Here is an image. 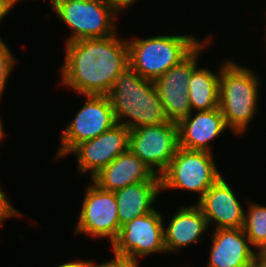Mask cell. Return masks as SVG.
Instances as JSON below:
<instances>
[{
    "mask_svg": "<svg viewBox=\"0 0 266 267\" xmlns=\"http://www.w3.org/2000/svg\"><path fill=\"white\" fill-rule=\"evenodd\" d=\"M62 84L86 95H107L129 65L127 40L116 34L65 43Z\"/></svg>",
    "mask_w": 266,
    "mask_h": 267,
    "instance_id": "6da1fadb",
    "label": "cell"
},
{
    "mask_svg": "<svg viewBox=\"0 0 266 267\" xmlns=\"http://www.w3.org/2000/svg\"><path fill=\"white\" fill-rule=\"evenodd\" d=\"M106 96L116 122L129 130L168 121L154 81L142 78L130 65L119 73Z\"/></svg>",
    "mask_w": 266,
    "mask_h": 267,
    "instance_id": "7a4b0ae2",
    "label": "cell"
},
{
    "mask_svg": "<svg viewBox=\"0 0 266 267\" xmlns=\"http://www.w3.org/2000/svg\"><path fill=\"white\" fill-rule=\"evenodd\" d=\"M259 85V78L254 71L231 60L222 64L218 107L233 133H244L255 116Z\"/></svg>",
    "mask_w": 266,
    "mask_h": 267,
    "instance_id": "3957f363",
    "label": "cell"
},
{
    "mask_svg": "<svg viewBox=\"0 0 266 267\" xmlns=\"http://www.w3.org/2000/svg\"><path fill=\"white\" fill-rule=\"evenodd\" d=\"M201 43L193 35H158L127 40L129 65L142 78L155 81L180 64Z\"/></svg>",
    "mask_w": 266,
    "mask_h": 267,
    "instance_id": "277c9868",
    "label": "cell"
},
{
    "mask_svg": "<svg viewBox=\"0 0 266 267\" xmlns=\"http://www.w3.org/2000/svg\"><path fill=\"white\" fill-rule=\"evenodd\" d=\"M50 5L73 32L66 43L117 33L114 23L118 13L105 0H52Z\"/></svg>",
    "mask_w": 266,
    "mask_h": 267,
    "instance_id": "5b68a950",
    "label": "cell"
},
{
    "mask_svg": "<svg viewBox=\"0 0 266 267\" xmlns=\"http://www.w3.org/2000/svg\"><path fill=\"white\" fill-rule=\"evenodd\" d=\"M216 167L212 153L178 147L169 167L161 175V188L198 192L199 201L222 176Z\"/></svg>",
    "mask_w": 266,
    "mask_h": 267,
    "instance_id": "8992f818",
    "label": "cell"
},
{
    "mask_svg": "<svg viewBox=\"0 0 266 267\" xmlns=\"http://www.w3.org/2000/svg\"><path fill=\"white\" fill-rule=\"evenodd\" d=\"M163 222L161 213L154 210L123 225L111 244L114 258L138 264L139 257L157 252L166 253Z\"/></svg>",
    "mask_w": 266,
    "mask_h": 267,
    "instance_id": "52a82bcc",
    "label": "cell"
},
{
    "mask_svg": "<svg viewBox=\"0 0 266 267\" xmlns=\"http://www.w3.org/2000/svg\"><path fill=\"white\" fill-rule=\"evenodd\" d=\"M178 147V123L167 121L130 130L129 149L156 175L167 170Z\"/></svg>",
    "mask_w": 266,
    "mask_h": 267,
    "instance_id": "ba28073f",
    "label": "cell"
},
{
    "mask_svg": "<svg viewBox=\"0 0 266 267\" xmlns=\"http://www.w3.org/2000/svg\"><path fill=\"white\" fill-rule=\"evenodd\" d=\"M86 97V103L62 132L57 158L66 156L76 145L101 135L117 124L106 95Z\"/></svg>",
    "mask_w": 266,
    "mask_h": 267,
    "instance_id": "9c48e42d",
    "label": "cell"
},
{
    "mask_svg": "<svg viewBox=\"0 0 266 267\" xmlns=\"http://www.w3.org/2000/svg\"><path fill=\"white\" fill-rule=\"evenodd\" d=\"M211 39L212 35L206 37L186 59L154 81L168 121L179 123L192 112L188 83L193 70L198 66L197 60L204 45L209 44Z\"/></svg>",
    "mask_w": 266,
    "mask_h": 267,
    "instance_id": "30bf717a",
    "label": "cell"
},
{
    "mask_svg": "<svg viewBox=\"0 0 266 267\" xmlns=\"http://www.w3.org/2000/svg\"><path fill=\"white\" fill-rule=\"evenodd\" d=\"M78 223L74 233L108 237L111 244L120 232L117 202L114 192L102 190L93 183L87 186Z\"/></svg>",
    "mask_w": 266,
    "mask_h": 267,
    "instance_id": "8fae6325",
    "label": "cell"
},
{
    "mask_svg": "<svg viewBox=\"0 0 266 267\" xmlns=\"http://www.w3.org/2000/svg\"><path fill=\"white\" fill-rule=\"evenodd\" d=\"M130 130L117 123L101 135L81 142L70 152L77 157L80 173L90 172L91 178L129 149Z\"/></svg>",
    "mask_w": 266,
    "mask_h": 267,
    "instance_id": "7c38bea8",
    "label": "cell"
},
{
    "mask_svg": "<svg viewBox=\"0 0 266 267\" xmlns=\"http://www.w3.org/2000/svg\"><path fill=\"white\" fill-rule=\"evenodd\" d=\"M209 223L215 222V229L243 228L245 210L233 190L221 176L196 204Z\"/></svg>",
    "mask_w": 266,
    "mask_h": 267,
    "instance_id": "4fadbf2b",
    "label": "cell"
},
{
    "mask_svg": "<svg viewBox=\"0 0 266 267\" xmlns=\"http://www.w3.org/2000/svg\"><path fill=\"white\" fill-rule=\"evenodd\" d=\"M91 180L102 190L115 192L142 181H161V176L156 175L128 149L101 169Z\"/></svg>",
    "mask_w": 266,
    "mask_h": 267,
    "instance_id": "5bb4252c",
    "label": "cell"
},
{
    "mask_svg": "<svg viewBox=\"0 0 266 267\" xmlns=\"http://www.w3.org/2000/svg\"><path fill=\"white\" fill-rule=\"evenodd\" d=\"M220 108L192 112L178 123L179 147L211 152L210 141L227 130Z\"/></svg>",
    "mask_w": 266,
    "mask_h": 267,
    "instance_id": "9a60e30c",
    "label": "cell"
},
{
    "mask_svg": "<svg viewBox=\"0 0 266 267\" xmlns=\"http://www.w3.org/2000/svg\"><path fill=\"white\" fill-rule=\"evenodd\" d=\"M212 239L207 267H249L257 254L243 228L215 229Z\"/></svg>",
    "mask_w": 266,
    "mask_h": 267,
    "instance_id": "2e32d148",
    "label": "cell"
},
{
    "mask_svg": "<svg viewBox=\"0 0 266 267\" xmlns=\"http://www.w3.org/2000/svg\"><path fill=\"white\" fill-rule=\"evenodd\" d=\"M168 222V226L164 227V244L168 253L198 242L209 227L197 205L179 207Z\"/></svg>",
    "mask_w": 266,
    "mask_h": 267,
    "instance_id": "e0dca14e",
    "label": "cell"
},
{
    "mask_svg": "<svg viewBox=\"0 0 266 267\" xmlns=\"http://www.w3.org/2000/svg\"><path fill=\"white\" fill-rule=\"evenodd\" d=\"M161 190V181H142L115 191L120 227L154 211L153 203Z\"/></svg>",
    "mask_w": 266,
    "mask_h": 267,
    "instance_id": "ac0fdd59",
    "label": "cell"
},
{
    "mask_svg": "<svg viewBox=\"0 0 266 267\" xmlns=\"http://www.w3.org/2000/svg\"><path fill=\"white\" fill-rule=\"evenodd\" d=\"M209 69L196 67L188 83L191 110H213L219 105V76Z\"/></svg>",
    "mask_w": 266,
    "mask_h": 267,
    "instance_id": "d6986e66",
    "label": "cell"
},
{
    "mask_svg": "<svg viewBox=\"0 0 266 267\" xmlns=\"http://www.w3.org/2000/svg\"><path fill=\"white\" fill-rule=\"evenodd\" d=\"M243 230L257 252L266 251V206L249 203Z\"/></svg>",
    "mask_w": 266,
    "mask_h": 267,
    "instance_id": "ffe728a7",
    "label": "cell"
},
{
    "mask_svg": "<svg viewBox=\"0 0 266 267\" xmlns=\"http://www.w3.org/2000/svg\"><path fill=\"white\" fill-rule=\"evenodd\" d=\"M8 48L0 38V96H2L8 77L16 64V59Z\"/></svg>",
    "mask_w": 266,
    "mask_h": 267,
    "instance_id": "44dd1931",
    "label": "cell"
},
{
    "mask_svg": "<svg viewBox=\"0 0 266 267\" xmlns=\"http://www.w3.org/2000/svg\"><path fill=\"white\" fill-rule=\"evenodd\" d=\"M7 196L0 188V225H2L3 220L10 217H20L21 213L13 207V205L8 202Z\"/></svg>",
    "mask_w": 266,
    "mask_h": 267,
    "instance_id": "7402d4cb",
    "label": "cell"
},
{
    "mask_svg": "<svg viewBox=\"0 0 266 267\" xmlns=\"http://www.w3.org/2000/svg\"><path fill=\"white\" fill-rule=\"evenodd\" d=\"M88 267H138V264L125 259L113 258L98 265L95 262L88 261Z\"/></svg>",
    "mask_w": 266,
    "mask_h": 267,
    "instance_id": "603a6c76",
    "label": "cell"
},
{
    "mask_svg": "<svg viewBox=\"0 0 266 267\" xmlns=\"http://www.w3.org/2000/svg\"><path fill=\"white\" fill-rule=\"evenodd\" d=\"M117 13L133 4L135 0H105Z\"/></svg>",
    "mask_w": 266,
    "mask_h": 267,
    "instance_id": "cb8c5ba5",
    "label": "cell"
},
{
    "mask_svg": "<svg viewBox=\"0 0 266 267\" xmlns=\"http://www.w3.org/2000/svg\"><path fill=\"white\" fill-rule=\"evenodd\" d=\"M249 267H266V251L257 252Z\"/></svg>",
    "mask_w": 266,
    "mask_h": 267,
    "instance_id": "d4e9b609",
    "label": "cell"
},
{
    "mask_svg": "<svg viewBox=\"0 0 266 267\" xmlns=\"http://www.w3.org/2000/svg\"><path fill=\"white\" fill-rule=\"evenodd\" d=\"M13 2L11 0H0V21L8 15L11 8H13Z\"/></svg>",
    "mask_w": 266,
    "mask_h": 267,
    "instance_id": "484cf974",
    "label": "cell"
},
{
    "mask_svg": "<svg viewBox=\"0 0 266 267\" xmlns=\"http://www.w3.org/2000/svg\"><path fill=\"white\" fill-rule=\"evenodd\" d=\"M56 267H88V261H71Z\"/></svg>",
    "mask_w": 266,
    "mask_h": 267,
    "instance_id": "4316f807",
    "label": "cell"
},
{
    "mask_svg": "<svg viewBox=\"0 0 266 267\" xmlns=\"http://www.w3.org/2000/svg\"><path fill=\"white\" fill-rule=\"evenodd\" d=\"M2 122H1V118H0V142H1V139H3L4 137V132H3V127H2Z\"/></svg>",
    "mask_w": 266,
    "mask_h": 267,
    "instance_id": "83f0119b",
    "label": "cell"
},
{
    "mask_svg": "<svg viewBox=\"0 0 266 267\" xmlns=\"http://www.w3.org/2000/svg\"><path fill=\"white\" fill-rule=\"evenodd\" d=\"M13 2V4L15 5L16 3H18L20 0H11ZM50 1V4L52 2V0H49Z\"/></svg>",
    "mask_w": 266,
    "mask_h": 267,
    "instance_id": "f1b7e54d",
    "label": "cell"
}]
</instances>
